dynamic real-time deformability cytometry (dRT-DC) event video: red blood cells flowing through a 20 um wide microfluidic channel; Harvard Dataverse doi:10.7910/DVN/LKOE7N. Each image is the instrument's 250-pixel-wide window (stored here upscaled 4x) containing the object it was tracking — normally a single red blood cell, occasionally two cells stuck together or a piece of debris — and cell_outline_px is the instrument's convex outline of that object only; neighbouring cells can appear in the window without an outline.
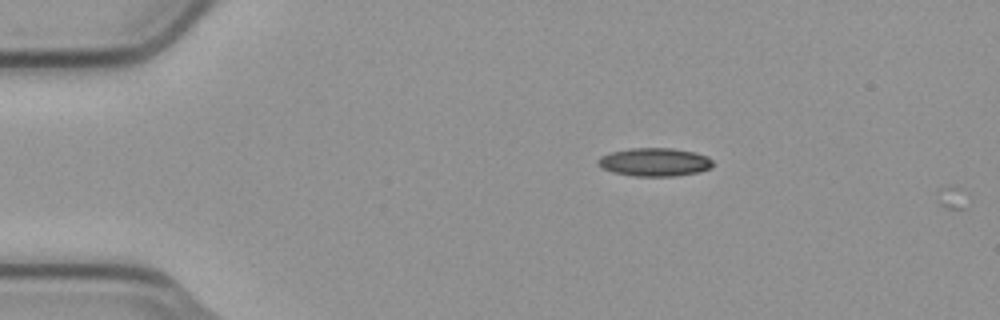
{"species": "common noctule bat (a hibernating species)", "species_latin": "Nyctalus noctula", "temperature_condition": "cold", "stored_images_in_passage": 4, "camera_frame_rate_fps": 3000, "um_per_image_px": 0.085, "animal": {"sex": "male", "body_mass_g": 23.1, "forearm_length_mm": 52.7}, "frame": {"image": 1, "passage_image": 2, "time_ms": 0.333, "image_size_px": [1000, 320], "cell_outline_px": [[712, 168], [700, 172], [676, 176], [632, 176], [612, 172], [600, 168], [596, 164], [596, 160], [600, 156], [612, 152], [628, 148], [672, 148], [692, 152], [708, 156], [712, 160]], "centroid_in_image_um": [55.61, 13.78], "position_along_channel_um": 29.4, "area_um2": 19.19}}